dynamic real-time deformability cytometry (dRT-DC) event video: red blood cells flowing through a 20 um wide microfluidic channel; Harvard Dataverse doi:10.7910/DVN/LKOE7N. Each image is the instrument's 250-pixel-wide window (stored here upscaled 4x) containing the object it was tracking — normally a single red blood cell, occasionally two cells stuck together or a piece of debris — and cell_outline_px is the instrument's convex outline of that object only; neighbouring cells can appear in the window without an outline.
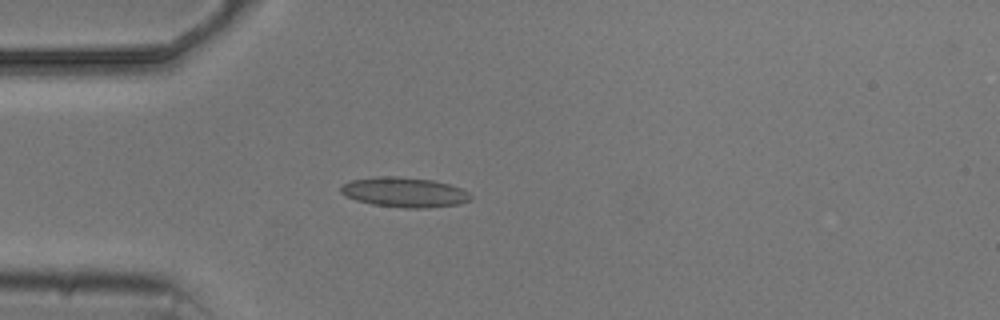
{"species": "common noctule bat (a hibernating species)", "species_latin": "Nyctalus noctula", "temperature_condition": "cold", "stored_images_in_passage": 5, "camera_frame_rate_fps": 3000, "um_per_image_px": 0.085, "animal": {"sex": "male", "body_mass_g": 20.5, "forearm_length_mm": 52.5}, "frame": {"image": 1, "passage_image": 5, "time_ms": 4.667, "image_size_px": [1000, 320], "cell_outline_px": [[472, 200], [460, 204], [428, 208], [404, 208], [372, 204], [356, 200], [340, 192], [340, 188], [344, 184], [352, 180], [376, 176], [396, 176], [432, 180], [448, 184], [460, 188], [468, 192], [472, 196]], "centroid_in_image_um": [34.4, 16.35], "position_along_channel_um": 50.6, "area_um2": 22.6}}